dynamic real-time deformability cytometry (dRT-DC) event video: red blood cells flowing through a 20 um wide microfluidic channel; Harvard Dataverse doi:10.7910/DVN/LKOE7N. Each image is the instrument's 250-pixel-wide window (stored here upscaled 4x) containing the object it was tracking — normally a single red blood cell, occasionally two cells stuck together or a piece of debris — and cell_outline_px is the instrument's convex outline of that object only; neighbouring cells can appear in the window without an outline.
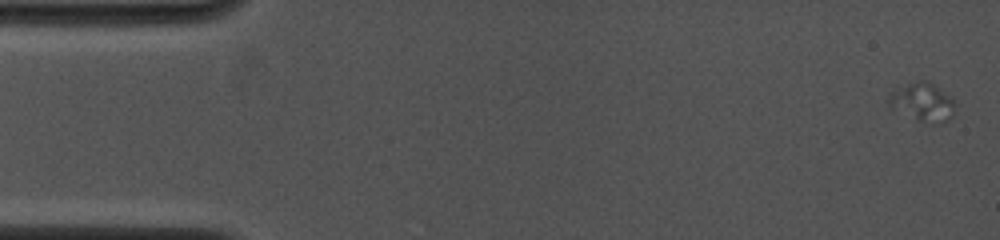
{"species": "common noctule bat (a hibernating species)", "species_latin": "Nyctalus noctula", "temperature_condition": "cold", "stored_images_in_passage": 4, "camera_frame_rate_fps": 4000, "um_per_image_px": 0.085, "animal": {"sex": "female", "body_mass_g": 19.0, "forearm_length_mm": 53.3}, "frame": {"image": 1, "passage_image": 1, "time_ms": 0.0, "image_size_px": [1000, 240], "cell_outline_px": [[952, 116], [948, 120], [936, 124], [932, 124], [916, 120], [892, 108], [888, 104], [888, 92], [892, 88], [920, 80], [928, 80], [940, 88], [952, 100]], "centroid_in_image_um": [78.33, 8.66], "position_along_channel_um": 6.7, "area_um2": 14.85}}